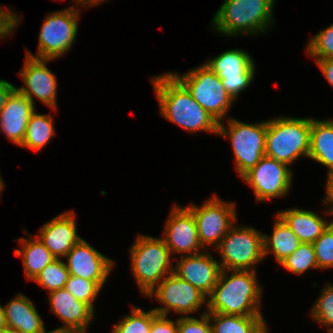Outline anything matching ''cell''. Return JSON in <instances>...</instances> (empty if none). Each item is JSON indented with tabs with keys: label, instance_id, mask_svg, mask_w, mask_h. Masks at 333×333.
<instances>
[{
	"label": "cell",
	"instance_id": "6da1fadb",
	"mask_svg": "<svg viewBox=\"0 0 333 333\" xmlns=\"http://www.w3.org/2000/svg\"><path fill=\"white\" fill-rule=\"evenodd\" d=\"M160 113L188 132L218 133L219 123L193 99L188 90L171 74L152 78Z\"/></svg>",
	"mask_w": 333,
	"mask_h": 333
},
{
	"label": "cell",
	"instance_id": "7a4b0ae2",
	"mask_svg": "<svg viewBox=\"0 0 333 333\" xmlns=\"http://www.w3.org/2000/svg\"><path fill=\"white\" fill-rule=\"evenodd\" d=\"M221 270L218 282L207 297V311L226 315H262L260 312L261 288L255 270H232L227 276Z\"/></svg>",
	"mask_w": 333,
	"mask_h": 333
},
{
	"label": "cell",
	"instance_id": "3957f363",
	"mask_svg": "<svg viewBox=\"0 0 333 333\" xmlns=\"http://www.w3.org/2000/svg\"><path fill=\"white\" fill-rule=\"evenodd\" d=\"M275 1L225 0L212 20L213 27L229 36L264 33L274 23L272 10Z\"/></svg>",
	"mask_w": 333,
	"mask_h": 333
},
{
	"label": "cell",
	"instance_id": "277c9868",
	"mask_svg": "<svg viewBox=\"0 0 333 333\" xmlns=\"http://www.w3.org/2000/svg\"><path fill=\"white\" fill-rule=\"evenodd\" d=\"M311 118L279 117L267 121L265 156L290 165L308 157Z\"/></svg>",
	"mask_w": 333,
	"mask_h": 333
},
{
	"label": "cell",
	"instance_id": "5b68a950",
	"mask_svg": "<svg viewBox=\"0 0 333 333\" xmlns=\"http://www.w3.org/2000/svg\"><path fill=\"white\" fill-rule=\"evenodd\" d=\"M130 252V268L143 295L150 294L167 272L171 274L174 271L170 250L162 238L139 235Z\"/></svg>",
	"mask_w": 333,
	"mask_h": 333
},
{
	"label": "cell",
	"instance_id": "8992f818",
	"mask_svg": "<svg viewBox=\"0 0 333 333\" xmlns=\"http://www.w3.org/2000/svg\"><path fill=\"white\" fill-rule=\"evenodd\" d=\"M171 74L218 123L224 119L234 100L227 93L222 80L207 64L181 76Z\"/></svg>",
	"mask_w": 333,
	"mask_h": 333
},
{
	"label": "cell",
	"instance_id": "52a82bcc",
	"mask_svg": "<svg viewBox=\"0 0 333 333\" xmlns=\"http://www.w3.org/2000/svg\"><path fill=\"white\" fill-rule=\"evenodd\" d=\"M228 127L220 122L217 134L231 140L236 170L242 177L265 156L267 121L246 124L229 118Z\"/></svg>",
	"mask_w": 333,
	"mask_h": 333
},
{
	"label": "cell",
	"instance_id": "ba28073f",
	"mask_svg": "<svg viewBox=\"0 0 333 333\" xmlns=\"http://www.w3.org/2000/svg\"><path fill=\"white\" fill-rule=\"evenodd\" d=\"M222 255L221 269L252 270L253 265L261 261L264 256L263 234H260L253 227L230 228L216 247Z\"/></svg>",
	"mask_w": 333,
	"mask_h": 333
},
{
	"label": "cell",
	"instance_id": "9c48e42d",
	"mask_svg": "<svg viewBox=\"0 0 333 333\" xmlns=\"http://www.w3.org/2000/svg\"><path fill=\"white\" fill-rule=\"evenodd\" d=\"M79 10L76 6L53 11L44 20L39 33L37 55L27 51L28 56L38 59L60 58L71 48L78 32Z\"/></svg>",
	"mask_w": 333,
	"mask_h": 333
},
{
	"label": "cell",
	"instance_id": "30bf717a",
	"mask_svg": "<svg viewBox=\"0 0 333 333\" xmlns=\"http://www.w3.org/2000/svg\"><path fill=\"white\" fill-rule=\"evenodd\" d=\"M192 205L187 208L193 213L203 249L213 244L217 247L236 222L235 203L224 202L215 195L201 207Z\"/></svg>",
	"mask_w": 333,
	"mask_h": 333
},
{
	"label": "cell",
	"instance_id": "8fae6325",
	"mask_svg": "<svg viewBox=\"0 0 333 333\" xmlns=\"http://www.w3.org/2000/svg\"><path fill=\"white\" fill-rule=\"evenodd\" d=\"M147 296L151 299L155 296L164 305L153 309L159 315H167L173 310L187 317V314L198 311L202 304H207L203 293L174 273L167 275Z\"/></svg>",
	"mask_w": 333,
	"mask_h": 333
},
{
	"label": "cell",
	"instance_id": "7c38bea8",
	"mask_svg": "<svg viewBox=\"0 0 333 333\" xmlns=\"http://www.w3.org/2000/svg\"><path fill=\"white\" fill-rule=\"evenodd\" d=\"M288 165L264 156L246 172L242 179L253 188L256 201L285 196L292 184V171Z\"/></svg>",
	"mask_w": 333,
	"mask_h": 333
},
{
	"label": "cell",
	"instance_id": "4fadbf2b",
	"mask_svg": "<svg viewBox=\"0 0 333 333\" xmlns=\"http://www.w3.org/2000/svg\"><path fill=\"white\" fill-rule=\"evenodd\" d=\"M205 64L222 80L223 86L233 100L238 97L239 92L251 84L254 78L255 66L252 57L238 48L224 51Z\"/></svg>",
	"mask_w": 333,
	"mask_h": 333
},
{
	"label": "cell",
	"instance_id": "5bb4252c",
	"mask_svg": "<svg viewBox=\"0 0 333 333\" xmlns=\"http://www.w3.org/2000/svg\"><path fill=\"white\" fill-rule=\"evenodd\" d=\"M163 233L165 236L162 239L170 253H181V256L201 253L198 251L203 247L199 240L196 222L193 213L187 207L174 205Z\"/></svg>",
	"mask_w": 333,
	"mask_h": 333
},
{
	"label": "cell",
	"instance_id": "9a60e30c",
	"mask_svg": "<svg viewBox=\"0 0 333 333\" xmlns=\"http://www.w3.org/2000/svg\"><path fill=\"white\" fill-rule=\"evenodd\" d=\"M25 58L24 66L19 73L25 84L16 89L33 104L34 95L44 104L56 110L57 80L45 65L51 59H38L28 55Z\"/></svg>",
	"mask_w": 333,
	"mask_h": 333
},
{
	"label": "cell",
	"instance_id": "2e32d148",
	"mask_svg": "<svg viewBox=\"0 0 333 333\" xmlns=\"http://www.w3.org/2000/svg\"><path fill=\"white\" fill-rule=\"evenodd\" d=\"M69 275L96 282L101 288L106 283L114 261L107 258L84 239L76 244L65 256Z\"/></svg>",
	"mask_w": 333,
	"mask_h": 333
},
{
	"label": "cell",
	"instance_id": "e0dca14e",
	"mask_svg": "<svg viewBox=\"0 0 333 333\" xmlns=\"http://www.w3.org/2000/svg\"><path fill=\"white\" fill-rule=\"evenodd\" d=\"M212 257L206 251L196 255L181 256L173 273L208 297L218 282L222 270L220 263Z\"/></svg>",
	"mask_w": 333,
	"mask_h": 333
},
{
	"label": "cell",
	"instance_id": "ac0fdd59",
	"mask_svg": "<svg viewBox=\"0 0 333 333\" xmlns=\"http://www.w3.org/2000/svg\"><path fill=\"white\" fill-rule=\"evenodd\" d=\"M76 230L74 212L69 211L44 224L37 237L56 259H61L82 240Z\"/></svg>",
	"mask_w": 333,
	"mask_h": 333
},
{
	"label": "cell",
	"instance_id": "d6986e66",
	"mask_svg": "<svg viewBox=\"0 0 333 333\" xmlns=\"http://www.w3.org/2000/svg\"><path fill=\"white\" fill-rule=\"evenodd\" d=\"M34 104L17 89L0 109V128L10 141L22 145Z\"/></svg>",
	"mask_w": 333,
	"mask_h": 333
},
{
	"label": "cell",
	"instance_id": "ffe728a7",
	"mask_svg": "<svg viewBox=\"0 0 333 333\" xmlns=\"http://www.w3.org/2000/svg\"><path fill=\"white\" fill-rule=\"evenodd\" d=\"M51 311L56 314L65 325L62 327L74 329L85 333L95 313L85 302L78 300L66 288L49 293Z\"/></svg>",
	"mask_w": 333,
	"mask_h": 333
},
{
	"label": "cell",
	"instance_id": "44dd1931",
	"mask_svg": "<svg viewBox=\"0 0 333 333\" xmlns=\"http://www.w3.org/2000/svg\"><path fill=\"white\" fill-rule=\"evenodd\" d=\"M6 324L16 333H42L43 320L30 299L20 293L4 307Z\"/></svg>",
	"mask_w": 333,
	"mask_h": 333
},
{
	"label": "cell",
	"instance_id": "7402d4cb",
	"mask_svg": "<svg viewBox=\"0 0 333 333\" xmlns=\"http://www.w3.org/2000/svg\"><path fill=\"white\" fill-rule=\"evenodd\" d=\"M278 215L302 243H313L333 222L327 223L318 214L297 208L283 210Z\"/></svg>",
	"mask_w": 333,
	"mask_h": 333
},
{
	"label": "cell",
	"instance_id": "603a6c76",
	"mask_svg": "<svg viewBox=\"0 0 333 333\" xmlns=\"http://www.w3.org/2000/svg\"><path fill=\"white\" fill-rule=\"evenodd\" d=\"M308 158L321 163L328 170V178L333 174V120L311 118L310 150Z\"/></svg>",
	"mask_w": 333,
	"mask_h": 333
},
{
	"label": "cell",
	"instance_id": "cb8c5ba5",
	"mask_svg": "<svg viewBox=\"0 0 333 333\" xmlns=\"http://www.w3.org/2000/svg\"><path fill=\"white\" fill-rule=\"evenodd\" d=\"M213 319V320H212ZM213 333H267L262 315H226L209 312Z\"/></svg>",
	"mask_w": 333,
	"mask_h": 333
},
{
	"label": "cell",
	"instance_id": "d4e9b609",
	"mask_svg": "<svg viewBox=\"0 0 333 333\" xmlns=\"http://www.w3.org/2000/svg\"><path fill=\"white\" fill-rule=\"evenodd\" d=\"M271 236L263 235L264 256L274 253L276 261L281 263L302 243L290 227L277 214Z\"/></svg>",
	"mask_w": 333,
	"mask_h": 333
},
{
	"label": "cell",
	"instance_id": "484cf974",
	"mask_svg": "<svg viewBox=\"0 0 333 333\" xmlns=\"http://www.w3.org/2000/svg\"><path fill=\"white\" fill-rule=\"evenodd\" d=\"M20 238L17 241L21 243L22 250L16 249L15 255L23 257V265L27 279L34 280L38 274L56 258L54 255L43 245L39 238L32 239Z\"/></svg>",
	"mask_w": 333,
	"mask_h": 333
},
{
	"label": "cell",
	"instance_id": "4316f807",
	"mask_svg": "<svg viewBox=\"0 0 333 333\" xmlns=\"http://www.w3.org/2000/svg\"><path fill=\"white\" fill-rule=\"evenodd\" d=\"M52 118L51 115L34 112L27 124L21 147L41 150L55 134Z\"/></svg>",
	"mask_w": 333,
	"mask_h": 333
},
{
	"label": "cell",
	"instance_id": "83f0119b",
	"mask_svg": "<svg viewBox=\"0 0 333 333\" xmlns=\"http://www.w3.org/2000/svg\"><path fill=\"white\" fill-rule=\"evenodd\" d=\"M280 265L298 275L303 274L310 268H318L313 244L301 243Z\"/></svg>",
	"mask_w": 333,
	"mask_h": 333
},
{
	"label": "cell",
	"instance_id": "f1b7e54d",
	"mask_svg": "<svg viewBox=\"0 0 333 333\" xmlns=\"http://www.w3.org/2000/svg\"><path fill=\"white\" fill-rule=\"evenodd\" d=\"M69 272L62 259H56L48 264L33 280L48 290V293L65 288Z\"/></svg>",
	"mask_w": 333,
	"mask_h": 333
},
{
	"label": "cell",
	"instance_id": "f546056e",
	"mask_svg": "<svg viewBox=\"0 0 333 333\" xmlns=\"http://www.w3.org/2000/svg\"><path fill=\"white\" fill-rule=\"evenodd\" d=\"M131 313L115 325L112 333H149L153 309L144 312L141 308L132 306Z\"/></svg>",
	"mask_w": 333,
	"mask_h": 333
},
{
	"label": "cell",
	"instance_id": "4dcf8cb0",
	"mask_svg": "<svg viewBox=\"0 0 333 333\" xmlns=\"http://www.w3.org/2000/svg\"><path fill=\"white\" fill-rule=\"evenodd\" d=\"M66 290L75 298L88 304L94 310V299L102 288L94 281L69 275Z\"/></svg>",
	"mask_w": 333,
	"mask_h": 333
},
{
	"label": "cell",
	"instance_id": "1f68e13d",
	"mask_svg": "<svg viewBox=\"0 0 333 333\" xmlns=\"http://www.w3.org/2000/svg\"><path fill=\"white\" fill-rule=\"evenodd\" d=\"M311 316L324 327L328 326V331L333 329V285L328 283L322 290L311 310Z\"/></svg>",
	"mask_w": 333,
	"mask_h": 333
},
{
	"label": "cell",
	"instance_id": "d6a6232c",
	"mask_svg": "<svg viewBox=\"0 0 333 333\" xmlns=\"http://www.w3.org/2000/svg\"><path fill=\"white\" fill-rule=\"evenodd\" d=\"M306 51L315 59H333V23L309 40Z\"/></svg>",
	"mask_w": 333,
	"mask_h": 333
},
{
	"label": "cell",
	"instance_id": "836d02e7",
	"mask_svg": "<svg viewBox=\"0 0 333 333\" xmlns=\"http://www.w3.org/2000/svg\"><path fill=\"white\" fill-rule=\"evenodd\" d=\"M312 244L318 268L333 267V222Z\"/></svg>",
	"mask_w": 333,
	"mask_h": 333
},
{
	"label": "cell",
	"instance_id": "e575fe53",
	"mask_svg": "<svg viewBox=\"0 0 333 333\" xmlns=\"http://www.w3.org/2000/svg\"><path fill=\"white\" fill-rule=\"evenodd\" d=\"M200 319L182 316L177 319L179 333H213L209 312H203Z\"/></svg>",
	"mask_w": 333,
	"mask_h": 333
},
{
	"label": "cell",
	"instance_id": "d590c367",
	"mask_svg": "<svg viewBox=\"0 0 333 333\" xmlns=\"http://www.w3.org/2000/svg\"><path fill=\"white\" fill-rule=\"evenodd\" d=\"M168 315H159L153 310V321L149 333H179L177 320L167 319Z\"/></svg>",
	"mask_w": 333,
	"mask_h": 333
},
{
	"label": "cell",
	"instance_id": "8d00e7d4",
	"mask_svg": "<svg viewBox=\"0 0 333 333\" xmlns=\"http://www.w3.org/2000/svg\"><path fill=\"white\" fill-rule=\"evenodd\" d=\"M8 10V11H7ZM20 23L19 18L9 9L0 7V38H4L13 32V29Z\"/></svg>",
	"mask_w": 333,
	"mask_h": 333
},
{
	"label": "cell",
	"instance_id": "74e56055",
	"mask_svg": "<svg viewBox=\"0 0 333 333\" xmlns=\"http://www.w3.org/2000/svg\"><path fill=\"white\" fill-rule=\"evenodd\" d=\"M325 78L333 87V59H315Z\"/></svg>",
	"mask_w": 333,
	"mask_h": 333
},
{
	"label": "cell",
	"instance_id": "f35d334b",
	"mask_svg": "<svg viewBox=\"0 0 333 333\" xmlns=\"http://www.w3.org/2000/svg\"><path fill=\"white\" fill-rule=\"evenodd\" d=\"M16 88L11 83L0 79V109L6 104L8 98Z\"/></svg>",
	"mask_w": 333,
	"mask_h": 333
},
{
	"label": "cell",
	"instance_id": "ab89813d",
	"mask_svg": "<svg viewBox=\"0 0 333 333\" xmlns=\"http://www.w3.org/2000/svg\"><path fill=\"white\" fill-rule=\"evenodd\" d=\"M326 197L324 201V204L326 203H332V207L325 210L327 213L333 214V174L328 178L327 184H326Z\"/></svg>",
	"mask_w": 333,
	"mask_h": 333
},
{
	"label": "cell",
	"instance_id": "60d3db41",
	"mask_svg": "<svg viewBox=\"0 0 333 333\" xmlns=\"http://www.w3.org/2000/svg\"><path fill=\"white\" fill-rule=\"evenodd\" d=\"M42 333H82L80 331L70 329V328H65V327H59L55 330L46 332V329Z\"/></svg>",
	"mask_w": 333,
	"mask_h": 333
},
{
	"label": "cell",
	"instance_id": "b9f144b4",
	"mask_svg": "<svg viewBox=\"0 0 333 333\" xmlns=\"http://www.w3.org/2000/svg\"><path fill=\"white\" fill-rule=\"evenodd\" d=\"M77 4H78V6H93V5H97V4H99V3H103V1L104 0H74ZM106 1V0H105ZM80 4V5H79Z\"/></svg>",
	"mask_w": 333,
	"mask_h": 333
},
{
	"label": "cell",
	"instance_id": "7bdbcfd3",
	"mask_svg": "<svg viewBox=\"0 0 333 333\" xmlns=\"http://www.w3.org/2000/svg\"><path fill=\"white\" fill-rule=\"evenodd\" d=\"M6 319H5V312L4 308L0 305V328L6 327Z\"/></svg>",
	"mask_w": 333,
	"mask_h": 333
},
{
	"label": "cell",
	"instance_id": "ee69618b",
	"mask_svg": "<svg viewBox=\"0 0 333 333\" xmlns=\"http://www.w3.org/2000/svg\"><path fill=\"white\" fill-rule=\"evenodd\" d=\"M0 333H16L10 327L6 326L4 328H0Z\"/></svg>",
	"mask_w": 333,
	"mask_h": 333
},
{
	"label": "cell",
	"instance_id": "f6af8a7d",
	"mask_svg": "<svg viewBox=\"0 0 333 333\" xmlns=\"http://www.w3.org/2000/svg\"><path fill=\"white\" fill-rule=\"evenodd\" d=\"M3 188H4V183H3V180L0 176V192L3 190Z\"/></svg>",
	"mask_w": 333,
	"mask_h": 333
}]
</instances>
